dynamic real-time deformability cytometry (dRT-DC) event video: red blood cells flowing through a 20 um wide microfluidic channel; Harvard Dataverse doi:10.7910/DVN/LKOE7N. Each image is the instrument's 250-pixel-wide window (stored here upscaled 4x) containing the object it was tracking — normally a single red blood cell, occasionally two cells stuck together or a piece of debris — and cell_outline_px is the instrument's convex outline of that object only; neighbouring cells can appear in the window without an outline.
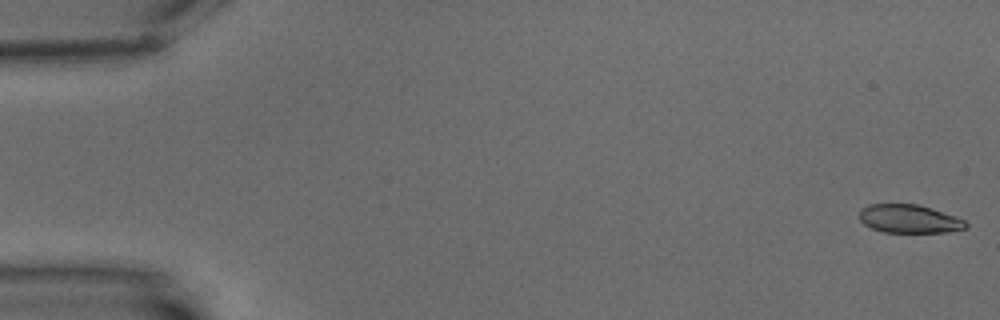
{"species": "common noctule bat (a hibernating species)", "species_latin": "Nyctalus noctula", "temperature_condition": "warm", "stored_images_in_passage": 6, "camera_frame_rate_fps": 3000, "um_per_image_px": 0.085, "animal": {"sex": "male", "body_mass_g": 15.6}, "frame": {"image": 1, "passage_image": 1, "time_ms": 0.0, "image_size_px": [1000, 320], "cell_outline_px": [[968, 228], [948, 232], [884, 232], [872, 228], [864, 224], [860, 220], [860, 208], [868, 204], [916, 204], [932, 208], [964, 220], [968, 224]], "centroid_in_image_um": [77.27, 18.6], "position_along_channel_um": 7.7, "area_um2": 17.57}}
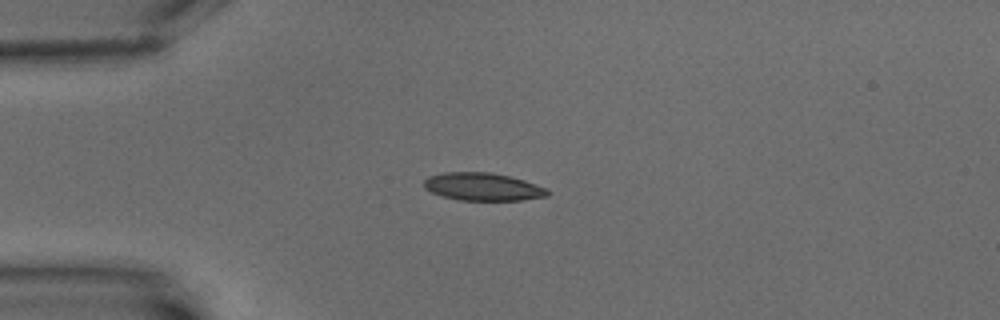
{"frame": {"image": 2, "passage_image": 5, "time_ms": 5.0, "image_size_px": [1000, 320], "cell_outline_px": [[548, 196], [520, 200], [460, 200], [440, 196], [424, 188], [424, 180], [428, 176], [444, 172], [492, 172], [524, 180], [548, 188]], "centroid_in_image_um": [41.02, 15.87], "position_along_channel_um": 44.0, "area_um2": 20.06}}